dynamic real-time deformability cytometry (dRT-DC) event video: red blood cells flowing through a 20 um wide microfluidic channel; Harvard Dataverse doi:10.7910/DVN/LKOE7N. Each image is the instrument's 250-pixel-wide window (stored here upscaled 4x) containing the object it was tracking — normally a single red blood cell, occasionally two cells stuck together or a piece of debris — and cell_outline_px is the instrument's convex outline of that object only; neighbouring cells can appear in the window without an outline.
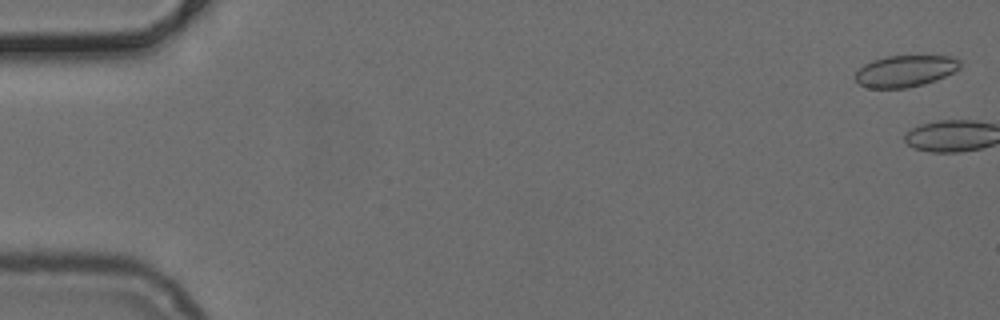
{"species": "common noctule bat (a hibernating species)", "species_latin": "Nyctalus noctula", "temperature_condition": "cold", "stored_images_in_passage": 4, "camera_frame_rate_fps": 3000, "um_per_image_px": 0.085, "animal": {"sex": "female", "body_mass_g": 24.6, "forearm_length_mm": 56.2}, "frame": {"image": 1, "passage_image": 2, "time_ms": 0.333, "image_size_px": [1000, 320], "cell_outline_px": [[960, 68], [936, 80], [924, 84], [904, 88], [868, 88], [860, 84], [856, 80], [856, 72], [864, 64], [872, 60], [884, 56], [952, 56], [960, 60]], "centroid_in_image_um": [76.94, 6.03], "position_along_channel_um": 8.1, "area_um2": 19.19}}